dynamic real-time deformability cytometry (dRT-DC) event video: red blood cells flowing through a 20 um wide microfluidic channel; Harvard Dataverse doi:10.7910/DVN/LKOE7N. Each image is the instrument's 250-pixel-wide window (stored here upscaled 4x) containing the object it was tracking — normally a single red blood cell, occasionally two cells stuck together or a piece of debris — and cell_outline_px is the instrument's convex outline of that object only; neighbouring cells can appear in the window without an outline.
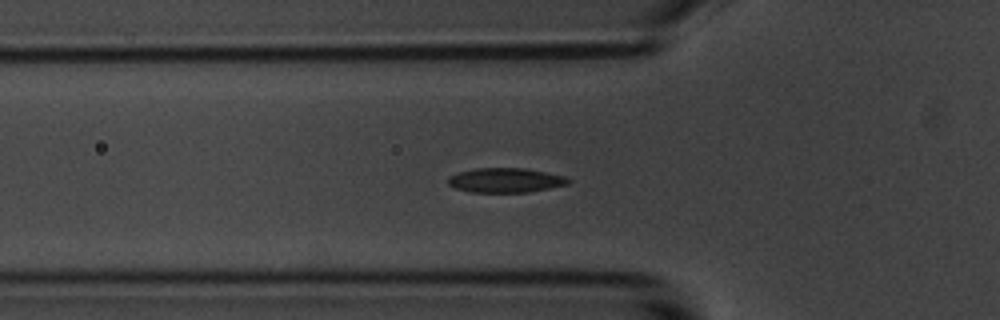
{"species": "common noctule bat (a hibernating species)", "species_latin": "Nyctalus noctula", "temperature_condition": "room temperature", "stored_images_in_passage": 44, "camera_frame_rate_fps": 3000, "um_per_image_px": 0.085, "animal": {"sex": "male", "body_mass_g": 20.1, "forearm_length_mm": 53.5}, "frame": {"image": 1, "passage_image": 6, "time_ms": 1.667, "image_size_px": [1000, 320], "cell_outline_px": [[572, 180], [568, 184], [528, 192], [472, 192], [456, 188], [448, 184], [448, 176], [456, 172], [476, 168], [524, 168], [564, 176]], "centroid_in_image_um": [42.93, 15.31], "position_along_channel_um": 82.9, "area_um2": 17.11}}
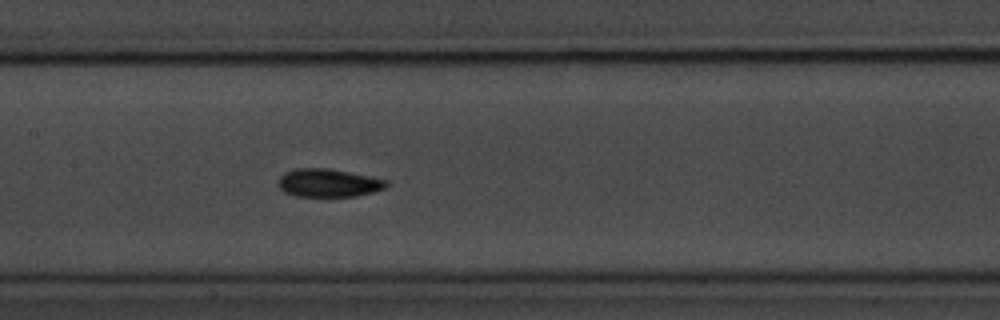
{"frame": {"image": 2, "passage_image": 14, "time_ms": 4.333, "image_size_px": [1000, 320], "cell_outline_px": [[388, 184], [384, 188], [372, 192], [356, 196], [296, 196], [284, 192], [276, 184], [276, 180], [284, 172], [292, 168], [328, 168], [388, 180]], "centroid_in_image_um": [27.84, 15.54], "position_along_channel_um": 179.6, "area_um2": 17.8}}
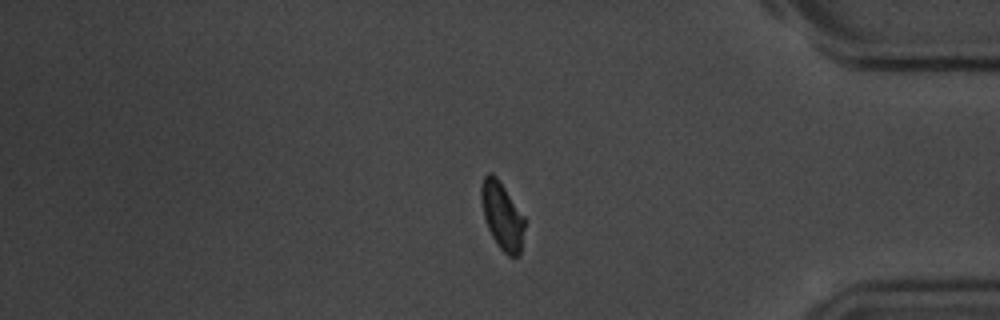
{"frame": {"image": 3, "passage_image": 34, "time_ms": 11.0, "image_size_px": [1000, 320], "cell_outline_px": [[528, 220], [520, 256], [508, 256], [496, 244], [488, 228], [484, 216], [480, 196], [480, 188], [484, 176], [488, 172], [492, 172], [496, 176]], "centroid_in_image_um": [42.73, 18.36], "position_along_channel_um": 392.5, "area_um2": 17.57}, "authors_computed_cell_mechanics": {"area_um2": 17.2533, "velocity_mm_per_s": 3.5921, "shape_relaxation_time_tau1_ms": 2.0358, "shape_relaxation_time_tau2_ms": 9.4489, "deformation_change_tau1": 0.1001, "deformation_change_tau2": 0.0908}}